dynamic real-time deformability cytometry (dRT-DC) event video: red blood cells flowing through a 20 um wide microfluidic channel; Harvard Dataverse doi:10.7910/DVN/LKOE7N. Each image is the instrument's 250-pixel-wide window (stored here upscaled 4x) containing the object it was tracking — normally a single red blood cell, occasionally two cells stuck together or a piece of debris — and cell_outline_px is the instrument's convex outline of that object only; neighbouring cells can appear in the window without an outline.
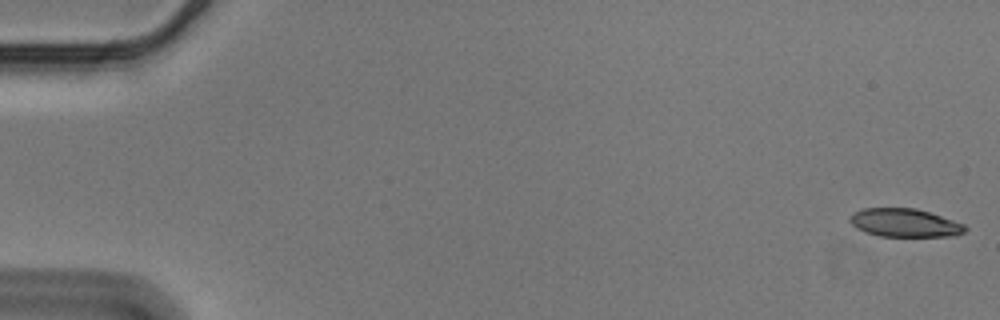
{"species": "Egyptian fruit bat (a non-hibernating species)", "species_latin": "Rousettus aegyptiacus", "temperature_condition": "cold", "stored_images_in_passage": 56, "camera_frame_rate_fps": 3000, "um_per_image_px": 0.085, "animal": {"sex": "male"}, "frame": {"image": 1, "passage_image": 1, "time_ms": 0.0, "image_size_px": [1000, 320], "cell_outline_px": [[968, 228], [964, 232], [956, 236], [880, 236], [864, 232], [856, 228], [848, 220], [852, 212], [864, 208], [916, 208], [964, 224]], "centroid_in_image_um": [76.87, 18.94], "position_along_channel_um": 8.1, "area_um2": 19.02}}
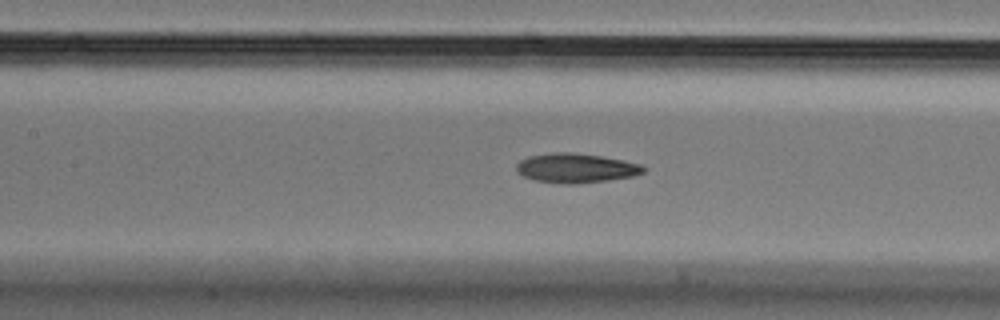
{"frame": {"image": 2, "passage_image": 26, "time_ms": 8.333, "image_size_px": [1000, 320], "cell_outline_px": [[648, 168], [644, 172], [632, 176], [608, 180], [572, 184], [564, 184], [536, 180], [524, 176], [516, 172], [516, 164], [520, 160], [528, 156], [552, 152], [572, 152], [600, 156], [624, 160], [640, 164]], "centroid_in_image_um": [48.94, 14.28], "position_along_channel_um": 158.5, "area_um2": 21.79}}
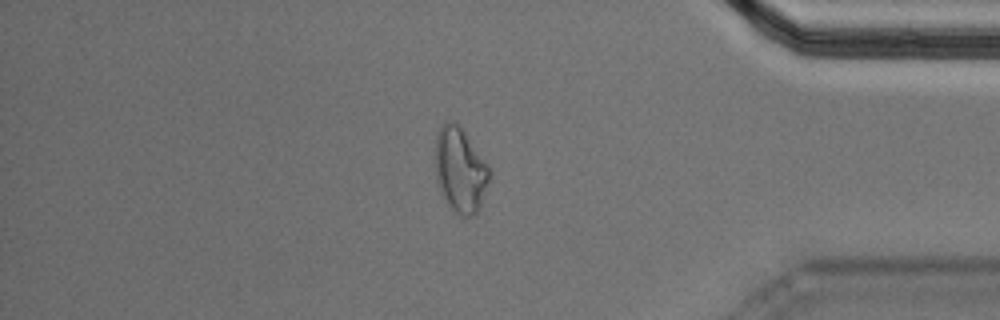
{"frame": {"image": 3, "passage_image": 48, "time_ms": 15.667, "image_size_px": [1000, 320], "cell_outline_px": [[488, 184], [480, 208], [472, 216], [460, 216], [448, 204], [440, 192], [436, 184], [436, 136], [444, 120], [452, 120], [460, 124], [488, 164]], "centroid_in_image_um": [39.11, 14.42], "position_along_channel_um": 396.1, "area_um2": 26.88}, "authors_computed_cell_mechanics": {"area_um2": 21.2415, "velocity_mm_per_s": 3.5842, "shape_relaxation_time_tau1_ms": null, "shape_relaxation_time_tau2_ms": 4.2598, "deformation_change_tau1": null, "deformation_change_tau2": 0.1242}}